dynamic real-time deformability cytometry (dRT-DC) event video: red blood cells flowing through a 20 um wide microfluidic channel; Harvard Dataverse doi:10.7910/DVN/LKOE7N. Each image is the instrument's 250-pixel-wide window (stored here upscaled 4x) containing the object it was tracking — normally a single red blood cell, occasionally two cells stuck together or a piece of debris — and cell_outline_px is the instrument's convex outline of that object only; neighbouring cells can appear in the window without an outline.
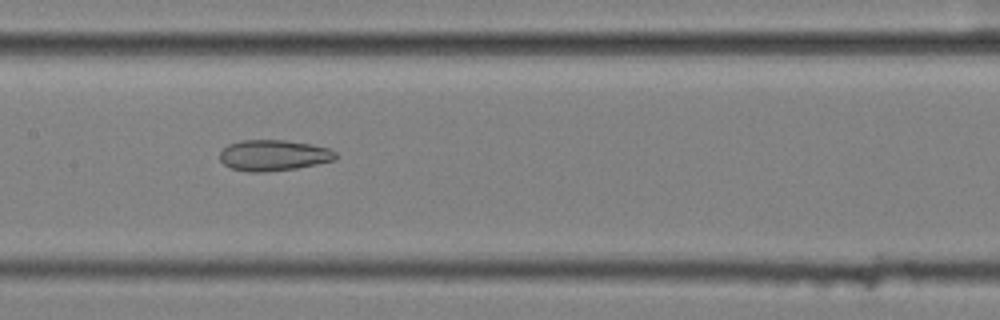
{"species": "common noctule bat (a hibernating species)", "species_latin": "Nyctalus noctula", "temperature_condition": "cold", "stored_images_in_passage": 7, "camera_frame_rate_fps": 3000, "um_per_image_px": 0.085, "animal": {"sex": "female", "body_mass_g": 25.1}, "frame": {"image": 1, "passage_image": 6, "time_ms": 1.667, "image_size_px": [1000, 320], "cell_outline_px": [[336, 160], [296, 168], [264, 172], [248, 172], [232, 168], [224, 164], [220, 160], [220, 152], [228, 144], [240, 140], [284, 140], [312, 144], [328, 148], [336, 152]], "centroid_in_image_um": [23.25, 13.2], "position_along_channel_um": 184.2, "area_um2": 20.87}}
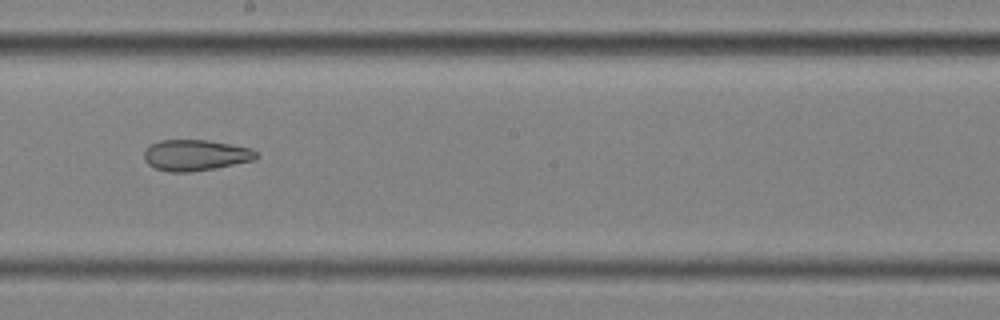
{"frame": {"image": 2, "passage_image": 7, "time_ms": 2.0, "image_size_px": [1000, 320], "cell_outline_px": [[260, 156], [256, 160], [216, 168], [188, 172], [168, 172], [156, 168], [148, 164], [144, 160], [144, 152], [152, 144], [160, 140], [208, 140], [232, 144], [252, 148]], "centroid_in_image_um": [16.67, 13.19], "position_along_channel_um": 231.5, "area_um2": 20.4}}